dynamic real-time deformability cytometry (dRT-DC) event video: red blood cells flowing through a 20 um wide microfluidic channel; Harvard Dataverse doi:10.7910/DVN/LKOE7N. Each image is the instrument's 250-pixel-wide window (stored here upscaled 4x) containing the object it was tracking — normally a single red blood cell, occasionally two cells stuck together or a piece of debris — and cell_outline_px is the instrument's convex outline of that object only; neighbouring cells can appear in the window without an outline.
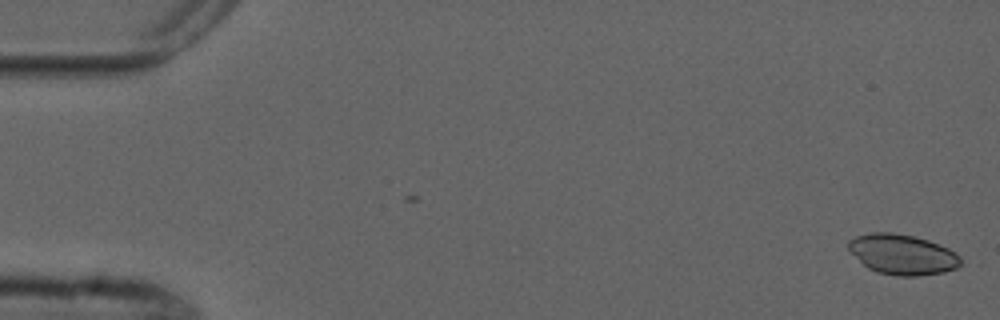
{"species": "common noctule bat (a hibernating species)", "species_latin": "Nyctalus noctula", "temperature_condition": "cold", "stored_images_in_passage": 2, "camera_frame_rate_fps": 3000, "um_per_image_px": 0.085, "animal": {"sex": "male", "forearm_length_mm": 52.5}, "frame": {"image": 1, "passage_image": 2, "time_ms": 1.333, "image_size_px": [1000, 320], "cell_outline_px": [[964, 264], [956, 268], [944, 272], [920, 276], [896, 276], [876, 272], [868, 268], [848, 248], [848, 240], [856, 236], [872, 232], [892, 232], [912, 236], [928, 240], [948, 248], [960, 256]], "centroid_in_image_um": [76.74, 21.64], "position_along_channel_um": 8.3, "area_um2": 26.36}}